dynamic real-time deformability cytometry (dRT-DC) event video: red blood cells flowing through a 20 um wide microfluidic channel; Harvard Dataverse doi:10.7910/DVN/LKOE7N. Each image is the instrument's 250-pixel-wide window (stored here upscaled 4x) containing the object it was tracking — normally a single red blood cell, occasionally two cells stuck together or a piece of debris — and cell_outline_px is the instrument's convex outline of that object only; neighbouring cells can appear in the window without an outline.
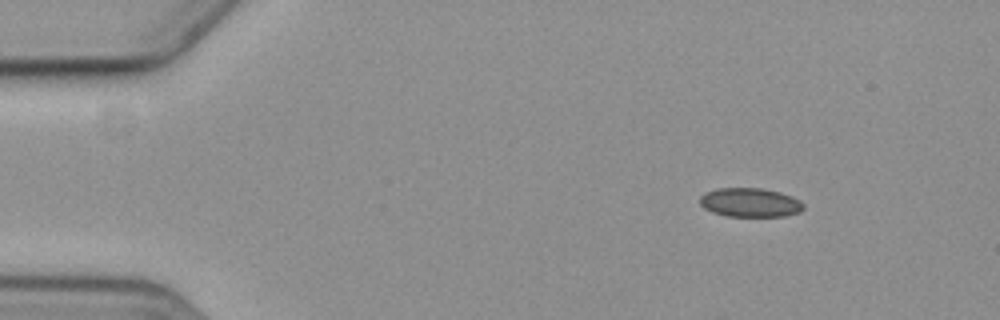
{"species": "common noctule bat (a hibernating species)", "species_latin": "Nyctalus noctula", "temperature_condition": "cold", "stored_images_in_passage": 4, "camera_frame_rate_fps": 3000, "um_per_image_px": 0.085, "animal": {"sex": "female", "body_mass_g": 19.3, "forearm_length_mm": 54.1}, "frame": {"image": 1, "passage_image": 1, "time_ms": 0.0, "image_size_px": [1000, 320], "cell_outline_px": [[804, 208], [800, 212], [784, 216], [724, 216], [712, 212], [704, 208], [700, 204], [700, 196], [704, 192], [716, 188], [760, 188], [780, 192], [792, 196], [800, 200], [804, 204]], "centroid_in_image_um": [63.75, 17.21], "position_along_channel_um": 21.3, "area_um2": 17.69}}
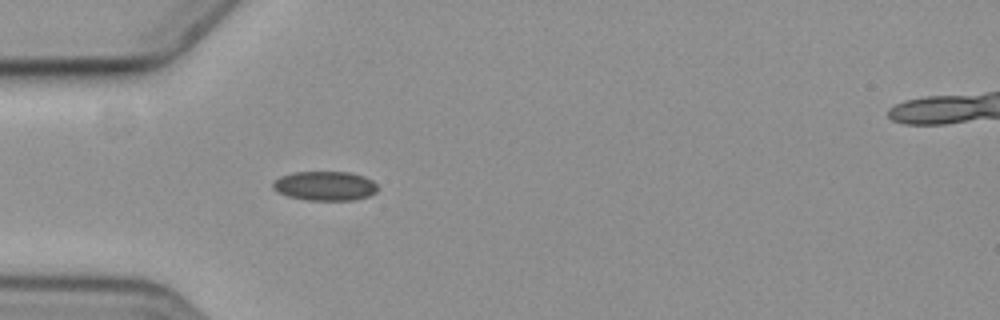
{"frame": {"image": 2, "passage_image": 3, "time_ms": 3.333, "image_size_px": [1000, 320], "cell_outline_px": [[376, 192], [368, 196], [352, 200], [308, 200], [288, 196], [276, 192], [272, 188], [272, 184], [280, 176], [292, 172], [352, 172], [364, 176], [372, 180], [376, 184]], "centroid_in_image_um": [27.6, 15.79], "position_along_channel_um": 57.4, "area_um2": 17.92}}